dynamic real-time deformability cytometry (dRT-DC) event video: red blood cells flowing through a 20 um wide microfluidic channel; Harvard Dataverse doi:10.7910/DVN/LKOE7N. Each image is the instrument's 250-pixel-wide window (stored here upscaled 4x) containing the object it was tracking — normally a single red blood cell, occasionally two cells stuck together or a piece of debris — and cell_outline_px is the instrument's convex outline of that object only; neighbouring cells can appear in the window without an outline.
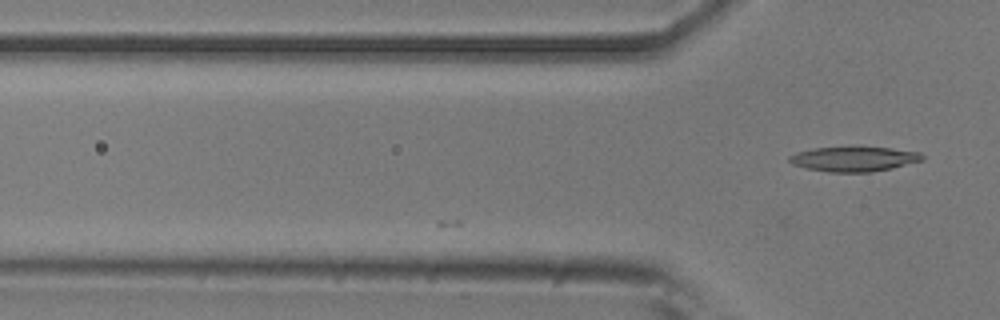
{"species": "common noctule bat (a hibernating species)", "species_latin": "Nyctalus noctula", "temperature_condition": "room temperature", "stored_images_in_passage": 14, "camera_frame_rate_fps": 3000, "um_per_image_px": 0.085, "animal": {"sex": "male", "body_mass_g": 20.5, "forearm_length_mm": 52.5}, "frame": {"image": 1, "passage_image": 14, "time_ms": 4.333, "image_size_px": [1000, 320], "cell_outline_px": [[924, 160], [892, 168], [868, 172], [828, 172], [808, 168], [792, 164], [788, 160], [788, 156], [796, 152], [812, 148], [892, 148], [920, 152], [924, 156]], "centroid_in_image_um": [72.59, 13.52], "position_along_channel_um": 53.2, "area_um2": 18.96}}